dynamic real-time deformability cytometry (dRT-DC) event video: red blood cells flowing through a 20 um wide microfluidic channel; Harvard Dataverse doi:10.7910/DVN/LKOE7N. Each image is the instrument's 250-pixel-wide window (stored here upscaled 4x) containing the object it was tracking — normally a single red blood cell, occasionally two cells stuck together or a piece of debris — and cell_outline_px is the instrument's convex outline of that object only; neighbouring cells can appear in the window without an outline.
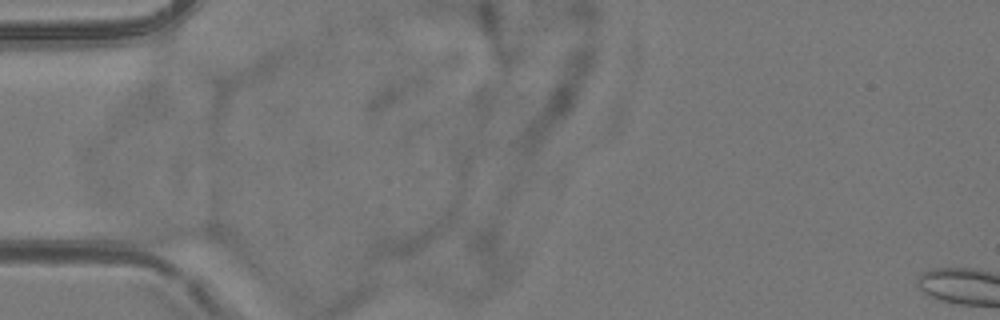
{"species": "common noctule bat (a hibernating species)", "species_latin": "Nyctalus noctula", "temperature_condition": "room temperature", "stored_images_in_passage": 2, "camera_frame_rate_fps": 3000, "um_per_image_px": 0.085, "animal": {"sex": "female", "body_mass_g": 24.6, "forearm_length_mm": 56.2}, "frame": {"image": 1, "passage_image": 1, "time_ms": 0.0, "image_size_px": [1000, 320], "cell_outline_px": [[224, 244], [156, 244], [112, 236], [96, 232], [104, 216], [156, 216], [208, 220], [216, 224], [220, 228], [224, 236]], "centroid_in_image_um": [13.8, 19.54], "position_along_channel_um": 71.2, "area_um2": 21.15}}